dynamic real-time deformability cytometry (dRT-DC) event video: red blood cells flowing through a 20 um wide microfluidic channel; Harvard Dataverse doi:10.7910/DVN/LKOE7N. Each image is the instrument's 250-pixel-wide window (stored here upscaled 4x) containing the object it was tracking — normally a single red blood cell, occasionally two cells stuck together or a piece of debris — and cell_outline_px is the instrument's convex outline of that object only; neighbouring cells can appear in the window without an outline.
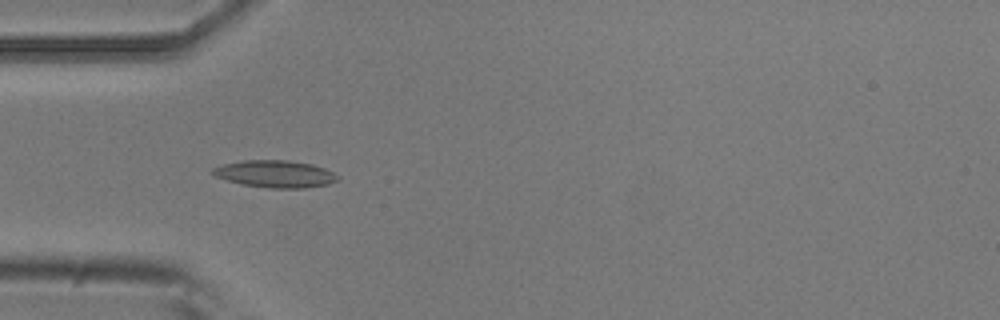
{"species": "common noctule bat (a hibernating species)", "species_latin": "Nyctalus noctula", "temperature_condition": "room temperature", "stored_images_in_passage": 6, "camera_frame_rate_fps": 3000, "um_per_image_px": 0.085, "animal": {"sex": "male", "body_mass_g": 20.5, "forearm_length_mm": 52.5}, "frame": {"image": 1, "passage_image": 5, "time_ms": 4.667, "image_size_px": [1000, 320], "cell_outline_px": [[340, 180], [328, 184], [304, 188], [268, 188], [244, 184], [228, 180], [216, 176], [208, 172], [212, 168], [224, 164], [244, 160], [288, 160], [312, 164], [324, 168], [340, 176]], "centroid_in_image_um": [23.41, 14.78], "position_along_channel_um": 61.6, "area_um2": 19.77}}
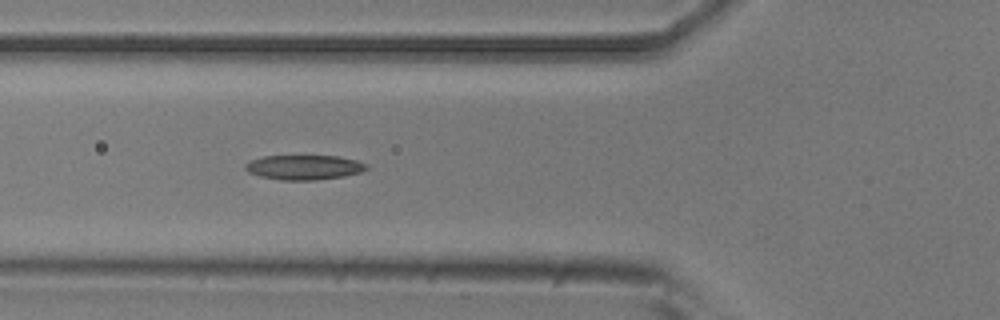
{"frame": {"image": 2, "passage_image": 6, "time_ms": 5.667, "image_size_px": [1000, 320], "cell_outline_px": [[368, 168], [360, 172], [344, 176], [316, 180], [280, 180], [260, 176], [248, 172], [244, 168], [244, 164], [252, 160], [264, 156], [340, 156], [356, 160], [368, 164]], "centroid_in_image_um": [25.85, 14.22], "position_along_channel_um": 99.9, "area_um2": 17.46}}